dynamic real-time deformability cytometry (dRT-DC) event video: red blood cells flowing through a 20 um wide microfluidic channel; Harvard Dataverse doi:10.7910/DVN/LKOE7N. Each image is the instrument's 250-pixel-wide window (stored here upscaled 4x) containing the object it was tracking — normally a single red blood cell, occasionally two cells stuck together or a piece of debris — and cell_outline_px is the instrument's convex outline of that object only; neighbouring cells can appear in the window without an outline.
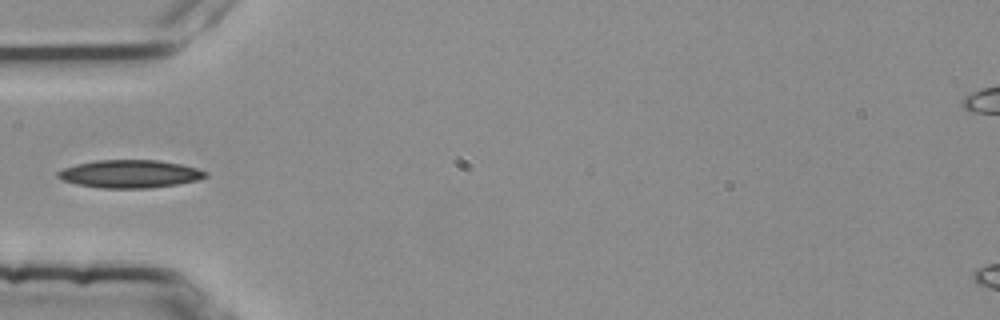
{"species": "common noctule bat (a hibernating species)", "species_latin": "Nyctalus noctula", "temperature_condition": "room temperature", "stored_images_in_passage": 7, "camera_frame_rate_fps": 3000, "um_per_image_px": 0.085, "animal": {"sex": "female", "body_mass_g": 25.1}, "frame": {"image": 1, "passage_image": 6, "time_ms": 1.667, "image_size_px": [1000, 320], "cell_outline_px": [[208, 176], [196, 180], [176, 184], [148, 188], [100, 188], [76, 184], [64, 180], [56, 176], [56, 172], [64, 168], [76, 164], [96, 160], [156, 160], [180, 164], [196, 168], [208, 172]], "centroid_in_image_um": [11.02, 14.78], "position_along_channel_um": 74.0, "area_um2": 23.87}}